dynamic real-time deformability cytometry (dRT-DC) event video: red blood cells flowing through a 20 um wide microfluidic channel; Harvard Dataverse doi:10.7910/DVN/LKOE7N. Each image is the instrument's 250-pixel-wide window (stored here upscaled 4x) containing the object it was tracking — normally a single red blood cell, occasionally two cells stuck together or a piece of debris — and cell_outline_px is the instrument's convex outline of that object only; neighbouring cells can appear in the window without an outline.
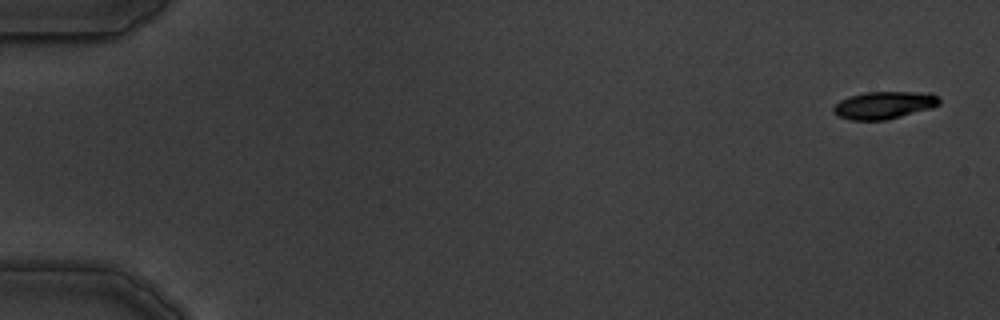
{"species": "common noctule bat (a hibernating species)", "species_latin": "Nyctalus noctula", "temperature_condition": "warm", "stored_images_in_passage": 6, "camera_frame_rate_fps": 3000, "um_per_image_px": 0.085, "animal": {"sex": "male", "body_mass_g": 19.5, "forearm_length_mm": 54.6}, "frame": {"image": 1, "passage_image": 1, "time_ms": 0.0, "image_size_px": [1000, 320], "cell_outline_px": [[940, 104], [932, 108], [884, 120], [852, 120], [840, 116], [832, 108], [840, 100], [848, 96], [864, 92], [932, 92], [940, 96]], "centroid_in_image_um": [75.2, 8.91], "position_along_channel_um": 9.8, "area_um2": 16.94}}
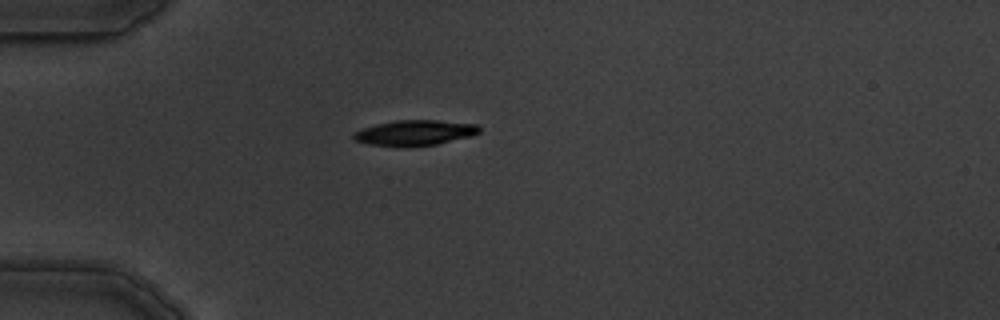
{"frame": {"image": 2, "passage_image": 5, "time_ms": 4.667, "image_size_px": [1000, 320], "cell_outline_px": [[480, 132], [472, 136], [436, 144], [400, 148], [396, 148], [368, 144], [356, 140], [352, 136], [352, 132], [376, 124], [396, 120], [436, 120], [476, 124], [480, 128]], "centroid_in_image_um": [35.23, 11.3], "position_along_channel_um": 49.8, "area_um2": 18.84}}